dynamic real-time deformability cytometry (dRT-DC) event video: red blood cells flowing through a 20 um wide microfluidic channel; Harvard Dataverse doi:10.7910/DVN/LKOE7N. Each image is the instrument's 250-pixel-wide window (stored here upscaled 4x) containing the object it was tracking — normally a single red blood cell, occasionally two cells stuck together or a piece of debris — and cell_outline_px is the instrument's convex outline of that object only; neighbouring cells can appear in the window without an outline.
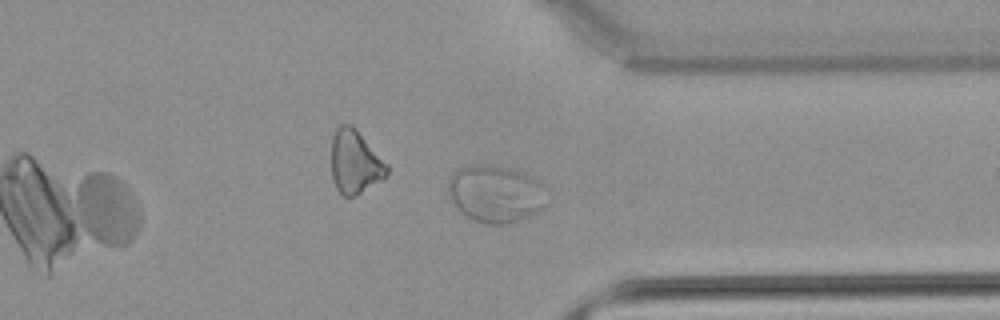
{"species": "common noctule bat (a hibernating species)", "species_latin": "Nyctalus noctula", "temperature_condition": "warm", "stored_images_in_passage": 36, "camera_frame_rate_fps": 3000, "um_per_image_px": 0.085, "animal": {"sex": "male", "body_mass_g": 21.5, "forearm_length_mm": 52.0}, "frame": {"image": 1, "passage_image": 26, "time_ms": 8.333, "image_size_px": [1000, 320], "cell_outline_px": [[548, 204], [544, 208], [528, 216], [508, 224], [484, 224], [460, 212], [448, 196], [448, 180], [452, 172], [464, 164], [508, 168], [524, 172], [540, 180], [548, 188]], "centroid_in_image_um": [42.17, 16.46], "position_along_channel_um": 369.2, "area_um2": 33.52}}